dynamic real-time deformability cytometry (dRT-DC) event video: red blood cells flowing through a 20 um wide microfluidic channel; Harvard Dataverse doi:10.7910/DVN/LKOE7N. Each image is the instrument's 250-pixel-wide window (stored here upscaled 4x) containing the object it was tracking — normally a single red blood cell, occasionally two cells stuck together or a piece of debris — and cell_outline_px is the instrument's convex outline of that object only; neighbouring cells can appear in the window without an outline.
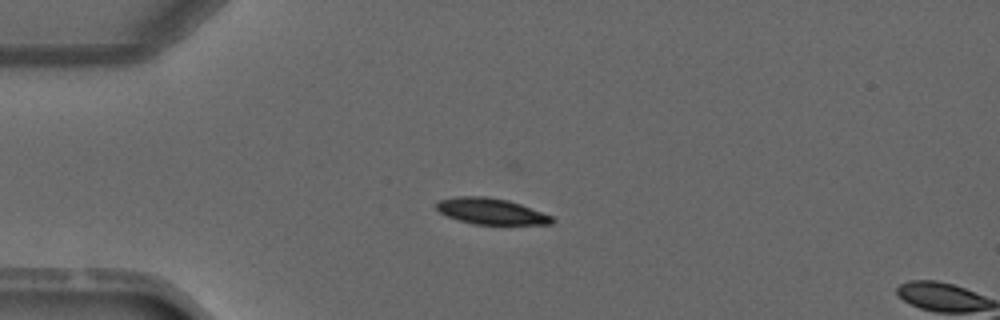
{"species": "common noctule bat (a hibernating species)", "species_latin": "Nyctalus noctula", "temperature_condition": "warm", "stored_images_in_passage": 3, "camera_frame_rate_fps": 3000, "um_per_image_px": 0.085, "animal": {"sex": "male", "forearm_length_mm": 52.5}, "frame": {"image": 1, "passage_image": 2, "time_ms": 1.333, "image_size_px": [1000, 320], "cell_outline_px": [[556, 220], [552, 224], [472, 224], [448, 216], [440, 212], [436, 208], [436, 200], [456, 196], [484, 196], [508, 200], [520, 204], [552, 216]], "centroid_in_image_um": [41.72, 17.95], "position_along_channel_um": 43.3, "area_um2": 17.51}}